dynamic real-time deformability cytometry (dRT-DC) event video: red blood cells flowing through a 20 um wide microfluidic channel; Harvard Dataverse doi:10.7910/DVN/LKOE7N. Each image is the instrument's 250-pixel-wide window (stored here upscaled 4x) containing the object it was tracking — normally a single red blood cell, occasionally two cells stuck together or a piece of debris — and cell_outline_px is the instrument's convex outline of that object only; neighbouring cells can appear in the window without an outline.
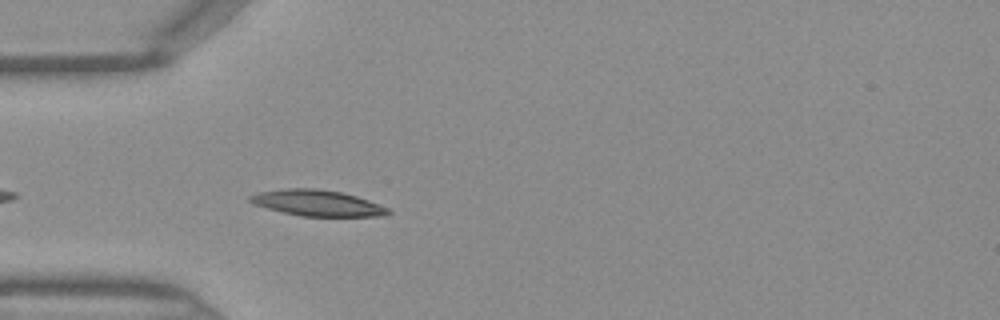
{"species": "Egyptian fruit bat (a non-hibernating species)", "species_latin": "Rousettus aegyptiacus", "temperature_condition": "warm", "stored_images_in_passage": 14, "camera_frame_rate_fps": 3000, "um_per_image_px": 0.085, "frame": {"image": 1, "passage_image": 3, "time_ms": 0.667, "image_size_px": [1000, 320], "cell_outline_px": [[392, 212], [384, 216], [300, 216], [268, 208], [256, 204], [248, 200], [248, 196], [256, 192], [288, 188], [316, 188], [340, 192], [356, 196], [368, 200], [388, 208]], "centroid_in_image_um": [26.97, 17.25], "position_along_channel_um": 58.0, "area_um2": 20.75}}
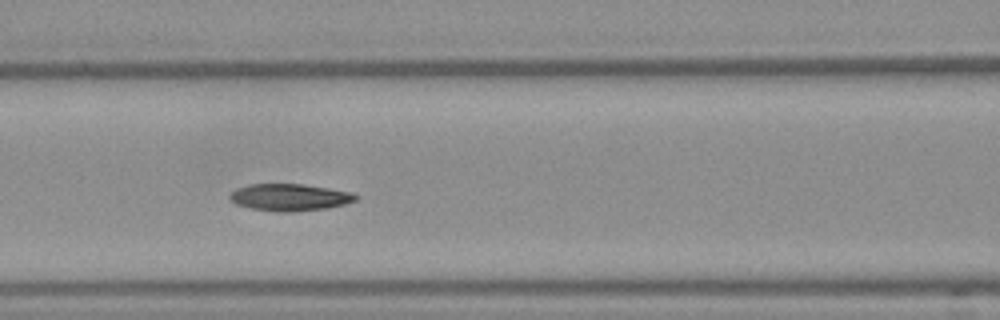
{"frame": {"image": 2, "passage_image": 9, "time_ms": 2.667, "image_size_px": [1000, 320], "cell_outline_px": [[356, 200], [344, 204], [328, 208], [292, 212], [276, 212], [252, 208], [236, 204], [228, 196], [236, 188], [248, 184], [300, 184], [328, 188], [352, 192], [356, 196]], "centroid_in_image_um": [24.6, 16.77], "position_along_channel_um": 142.0, "area_um2": 19.71}}
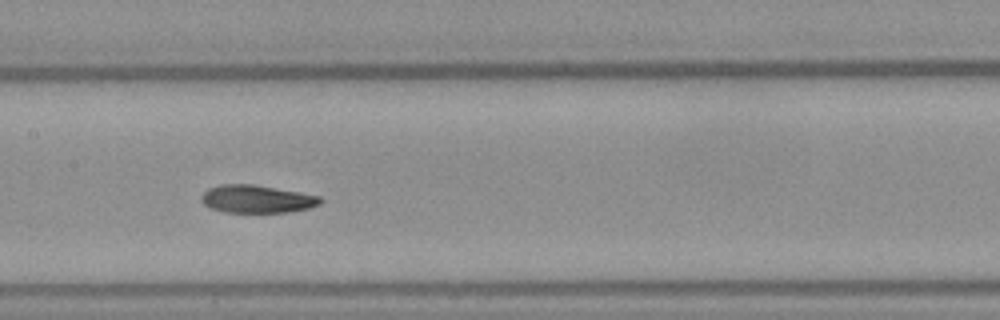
{"frame": {"image": 3, "passage_image": 12, "time_ms": 3.667, "image_size_px": [1000, 320], "cell_outline_px": [[324, 200], [320, 204], [308, 208], [288, 212], [224, 212], [208, 208], [200, 200], [200, 196], [208, 188], [220, 184], [252, 184], [320, 196]], "centroid_in_image_um": [21.78, 16.92], "position_along_channel_um": 185.6, "area_um2": 19.31}}